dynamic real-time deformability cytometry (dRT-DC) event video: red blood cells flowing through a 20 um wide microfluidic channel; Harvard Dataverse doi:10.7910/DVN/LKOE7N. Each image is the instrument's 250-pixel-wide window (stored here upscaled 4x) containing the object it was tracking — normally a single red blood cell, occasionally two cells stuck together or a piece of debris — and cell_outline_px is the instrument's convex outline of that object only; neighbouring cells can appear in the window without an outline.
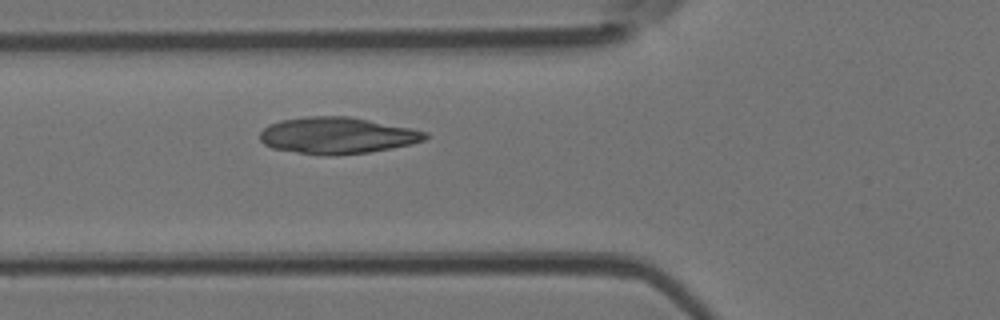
{"species": "Egyptian fruit bat (a non-hibernating species)", "species_latin": "Rousettus aegyptiacus", "temperature_condition": "room temperature", "stored_images_in_passage": 5, "camera_frame_rate_fps": 3000, "um_per_image_px": 0.085, "animal": {"sex": "female"}, "frame": {"image": 1, "passage_image": 5, "time_ms": 1.333, "image_size_px": [1000, 320], "cell_outline_px": [[428, 136], [424, 140], [412, 144], [392, 148], [368, 152], [336, 156], [324, 156], [272, 148], [264, 144], [260, 140], [260, 132], [268, 124], [280, 120], [308, 116], [348, 116], [428, 132]], "centroid_in_image_um": [28.63, 11.52], "position_along_channel_um": 97.2, "area_um2": 35.14}}